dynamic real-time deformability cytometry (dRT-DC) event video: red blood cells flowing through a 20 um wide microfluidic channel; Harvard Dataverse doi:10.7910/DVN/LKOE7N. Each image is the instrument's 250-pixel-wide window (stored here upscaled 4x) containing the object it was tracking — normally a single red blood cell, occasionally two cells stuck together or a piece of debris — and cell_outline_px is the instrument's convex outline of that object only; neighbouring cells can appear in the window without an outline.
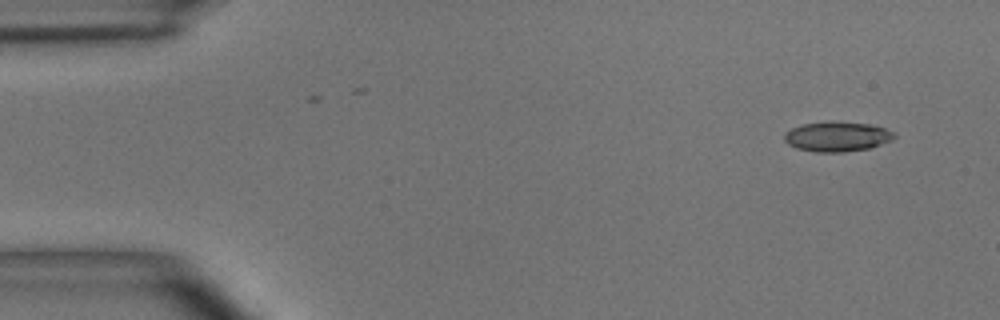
{"species": "common noctule bat (a hibernating species)", "species_latin": "Nyctalus noctula", "temperature_condition": "room temperature", "stored_images_in_passage": 2, "camera_frame_rate_fps": 3000, "um_per_image_px": 0.085, "animal": {"sex": "male", "body_mass_g": 15.6}, "frame": {"image": 1, "passage_image": 1, "time_ms": 0.0, "image_size_px": [1000, 320], "cell_outline_px": [[896, 136], [892, 140], [868, 148], [844, 152], [816, 152], [796, 148], [788, 144], [784, 140], [784, 132], [792, 128], [804, 124], [828, 120], [832, 120], [868, 124], [884, 128], [896, 132]], "centroid_in_image_um": [71.14, 11.59], "position_along_channel_um": 13.9, "area_um2": 19.31}}